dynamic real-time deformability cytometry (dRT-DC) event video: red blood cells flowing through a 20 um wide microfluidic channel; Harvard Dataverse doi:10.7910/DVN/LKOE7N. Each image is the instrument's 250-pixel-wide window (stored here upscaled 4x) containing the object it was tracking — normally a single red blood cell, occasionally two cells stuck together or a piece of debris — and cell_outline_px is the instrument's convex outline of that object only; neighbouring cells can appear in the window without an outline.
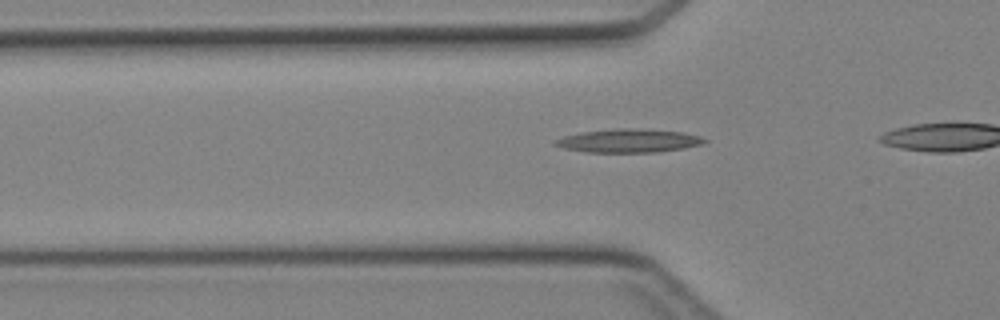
{"species": "Egyptian fruit bat (a non-hibernating species)", "species_latin": "Rousettus aegyptiacus", "temperature_condition": "cold", "stored_images_in_passage": 33, "camera_frame_rate_fps": 3000, "um_per_image_px": 0.085, "animal": {"sex": "female"}, "frame": {"image": 1, "passage_image": 12, "time_ms": 3.667, "image_size_px": [1000, 320], "cell_outline_px": [[708, 140], [700, 144], [684, 148], [656, 152], [588, 152], [564, 148], [552, 144], [552, 140], [564, 136], [580, 132], [616, 128], [632, 128], [684, 132], [700, 136]], "centroid_in_image_um": [53.39, 11.95], "position_along_channel_um": 72.4, "area_um2": 20.4}}
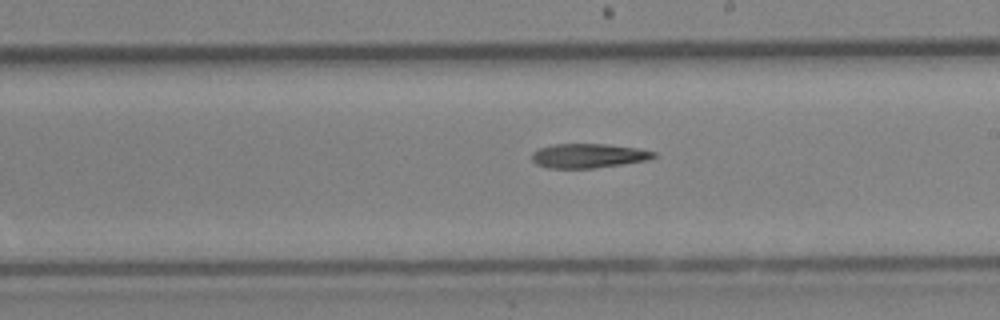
{"frame": {"image": 2, "passage_image": 23, "time_ms": 7.333, "image_size_px": [1000, 320], "cell_outline_px": [[656, 156], [648, 160], [592, 168], [548, 168], [536, 164], [532, 160], [532, 152], [540, 148], [556, 144], [604, 144], [636, 148], [656, 152]], "centroid_in_image_um": [49.99, 13.24], "position_along_channel_um": 239.0, "area_um2": 17.05}}
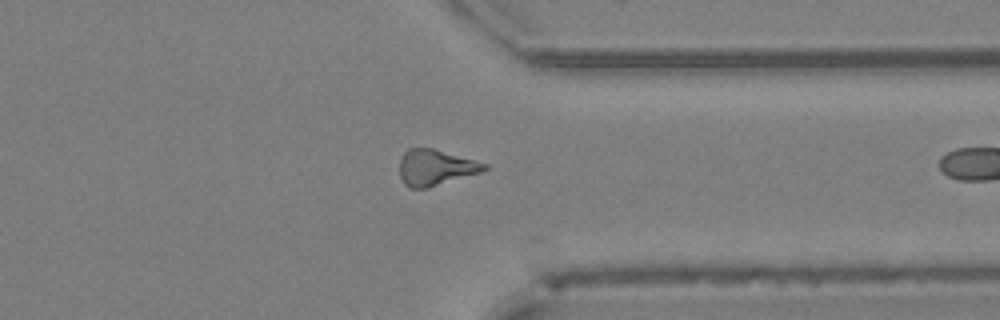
{"frame": {"image": 3, "passage_image": 32, "time_ms": 10.333, "image_size_px": [1000, 320], "cell_outline_px": [[488, 168], [480, 172], [428, 188], [408, 188], [404, 184], [400, 176], [400, 160], [404, 152], [408, 148], [432, 148], [488, 164]], "centroid_in_image_um": [36.99, 14.24], "position_along_channel_um": 374.4, "area_um2": 17.57}}